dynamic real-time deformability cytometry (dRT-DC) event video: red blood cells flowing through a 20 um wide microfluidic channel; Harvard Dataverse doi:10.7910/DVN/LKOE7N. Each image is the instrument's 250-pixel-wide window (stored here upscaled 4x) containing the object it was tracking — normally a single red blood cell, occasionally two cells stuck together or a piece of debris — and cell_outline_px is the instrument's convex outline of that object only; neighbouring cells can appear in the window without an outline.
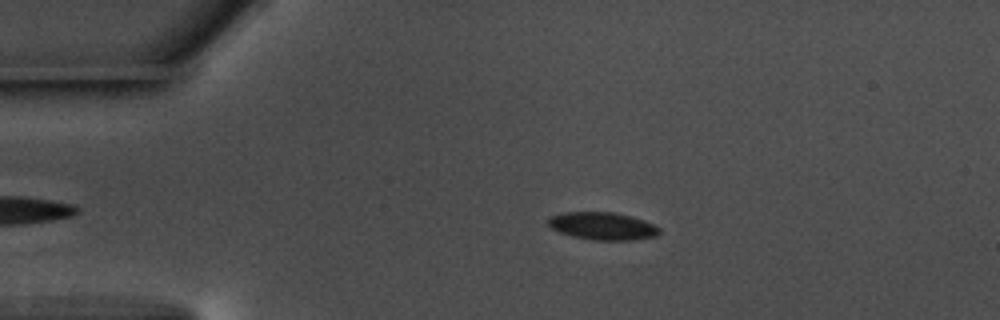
{"species": "common noctule bat (a hibernating species)", "species_latin": "Nyctalus noctula", "temperature_condition": "warm", "stored_images_in_passage": 45, "camera_frame_rate_fps": 3000, "um_per_image_px": 0.085, "animal": {"sex": "male", "body_mass_g": 17.5, "forearm_length_mm": 52.3}, "frame": {"image": 1, "passage_image": 7, "time_ms": 2.0, "image_size_px": [1000, 320], "cell_outline_px": [[660, 232], [656, 236], [632, 240], [596, 240], [572, 236], [560, 232], [552, 228], [548, 224], [548, 220], [552, 216], [560, 212], [612, 212], [644, 220], [660, 228]], "centroid_in_image_um": [51.21, 19.21], "position_along_channel_um": 33.8, "area_um2": 17.69}}
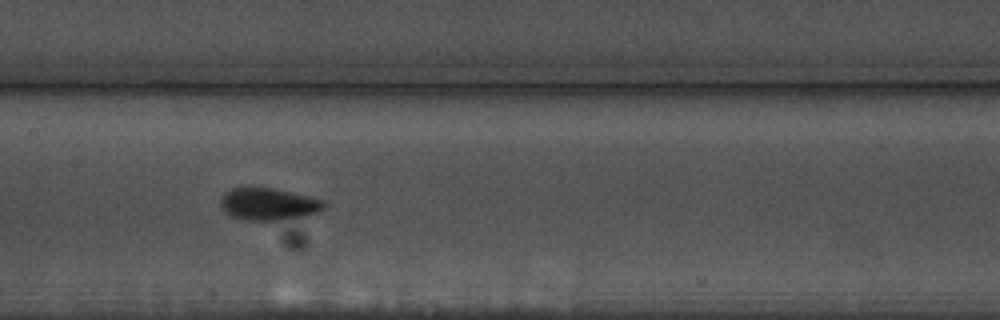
{"frame": {"image": 2, "passage_image": 23, "time_ms": 7.333, "image_size_px": [1000, 320], "cell_outline_px": [[324, 208], [316, 212], [304, 216], [276, 220], [240, 220], [224, 212], [220, 208], [220, 196], [224, 192], [232, 188], [272, 188], [308, 196], [324, 200]], "centroid_in_image_um": [22.74, 17.35], "position_along_channel_um": 184.7, "area_um2": 19.31}}
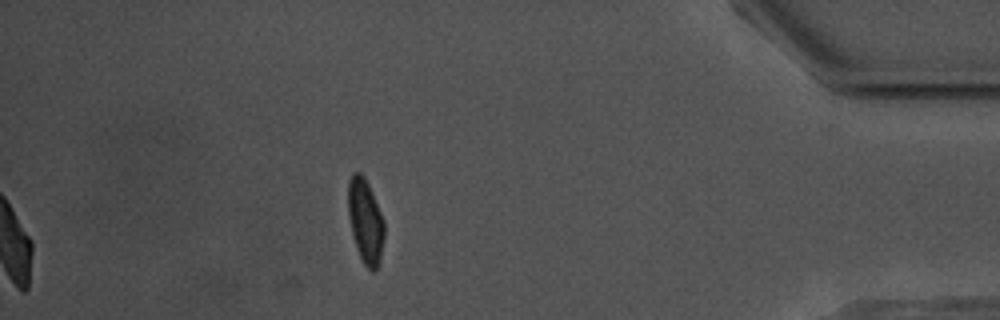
{"frame": {"image": 3, "passage_image": 45, "time_ms": 14.667, "image_size_px": [1000, 320], "cell_outline_px": [[384, 236], [380, 260], [376, 268], [372, 272], [364, 264], [356, 248], [352, 236], [348, 216], [348, 180], [352, 172], [360, 172], [364, 176], [368, 184], [384, 220]], "centroid_in_image_um": [31.04, 18.78], "position_along_channel_um": 404.2, "area_um2": 17.8}, "authors_computed_cell_mechanics": {"area_um2": 18.1492, "velocity_mm_per_s": 3.6241, "shape_relaxation_time_tau1_ms": 2.9183, "shape_relaxation_time_tau2_ms": 0.7765, "deformation_change_tau1": 0.1298, "deformation_change_tau2": 0.0518}}